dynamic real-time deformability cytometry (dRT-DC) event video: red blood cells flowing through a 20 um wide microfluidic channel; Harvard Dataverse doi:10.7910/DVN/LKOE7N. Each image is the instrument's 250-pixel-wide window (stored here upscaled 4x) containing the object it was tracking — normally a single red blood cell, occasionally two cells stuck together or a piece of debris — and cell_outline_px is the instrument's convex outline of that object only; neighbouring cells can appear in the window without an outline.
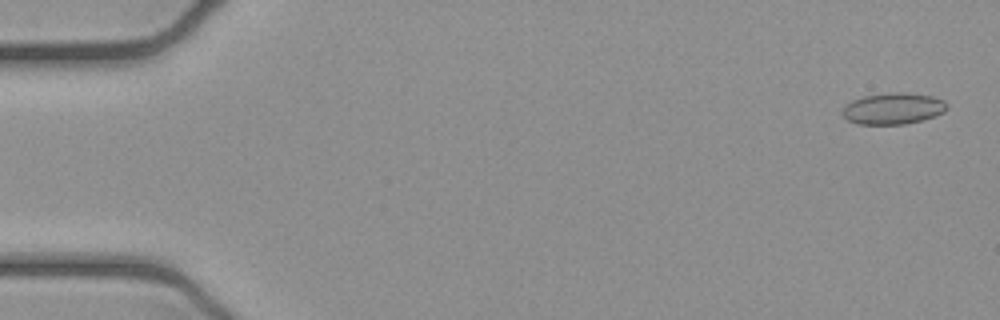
{"species": "common noctule bat (a hibernating species)", "species_latin": "Nyctalus noctula", "temperature_condition": "cold", "stored_images_in_passage": 52, "camera_frame_rate_fps": 3000, "um_per_image_px": 0.085, "animal": {"sex": "female", "body_mass_g": 21.9}, "frame": {"image": 1, "passage_image": 2, "time_ms": 0.333, "image_size_px": [1000, 320], "cell_outline_px": [[948, 108], [944, 112], [920, 120], [904, 124], [856, 124], [848, 120], [840, 112], [852, 100], [864, 96], [892, 92], [904, 92], [932, 96], [944, 100], [948, 104]], "centroid_in_image_um": [75.92, 9.22], "position_along_channel_um": 9.1, "area_um2": 19.02}}
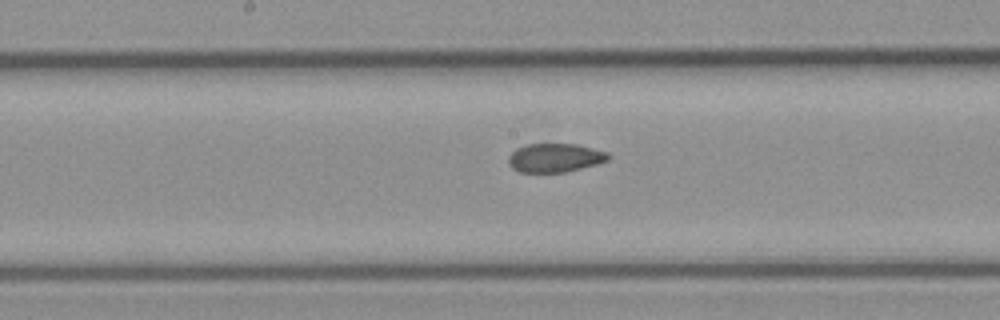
{"frame": {"image": 2, "passage_image": 27, "time_ms": 8.667, "image_size_px": [1000, 320], "cell_outline_px": [[612, 156], [608, 160], [596, 164], [564, 172], [520, 172], [512, 168], [508, 164], [508, 156], [516, 148], [528, 144], [576, 144], [608, 152]], "centroid_in_image_um": [47.16, 13.41], "position_along_channel_um": 201.0, "area_um2": 16.7}}
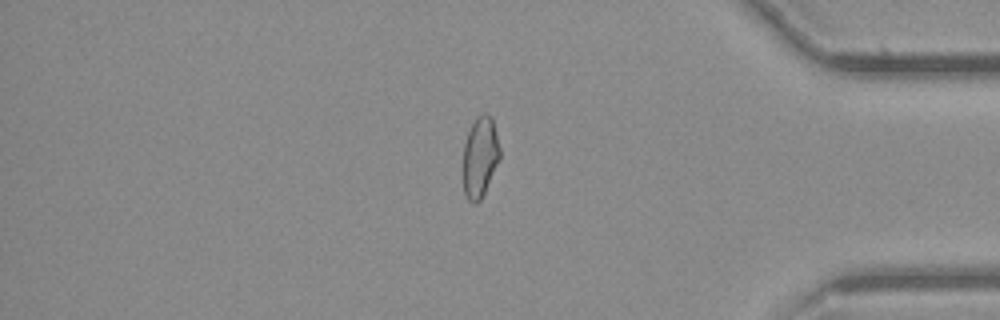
{"frame": {"image": 3, "passage_image": 44, "time_ms": 14.333, "image_size_px": [1000, 320], "cell_outline_px": [[500, 156], [484, 192], [480, 200], [476, 204], [472, 204], [468, 200], [464, 192], [460, 168], [464, 144], [468, 132], [476, 116], [480, 112], [488, 112], [492, 116], [500, 148]], "centroid_in_image_um": [40.75, 13.32], "position_along_channel_um": 394.5, "area_um2": 17.86}, "authors_computed_cell_mechanics": {"area_um2": 18.0625, "velocity_mm_per_s": 3.926, "shape_relaxation_time_tau1_ms": null, "shape_relaxation_time_tau2_ms": 2.0995, "deformation_change_tau1": null, "deformation_change_tau2": 0.042}}